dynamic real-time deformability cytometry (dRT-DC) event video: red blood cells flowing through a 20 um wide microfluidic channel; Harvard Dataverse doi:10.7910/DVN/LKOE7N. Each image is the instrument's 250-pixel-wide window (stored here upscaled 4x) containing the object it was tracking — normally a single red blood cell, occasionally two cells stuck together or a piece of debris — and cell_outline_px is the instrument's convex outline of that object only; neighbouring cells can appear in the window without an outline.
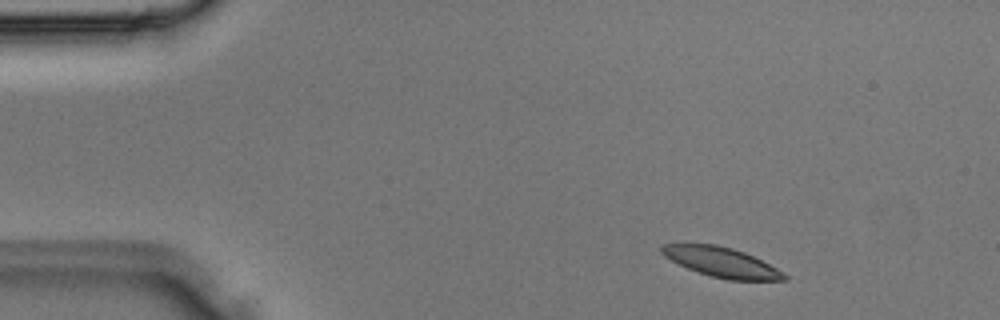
{"species": "Egyptian fruit bat (a non-hibernating species)", "species_latin": "Rousettus aegyptiacus", "temperature_condition": "room temperature", "stored_images_in_passage": 3, "camera_frame_rate_fps": 3000, "um_per_image_px": 0.085, "animal": {"sex": "male"}, "frame": {"image": 1, "passage_image": 3, "time_ms": 0.667, "image_size_px": [1000, 320], "cell_outline_px": [[788, 280], [728, 280], [712, 276], [688, 268], [664, 256], [660, 252], [660, 244], [684, 240], [716, 244], [732, 248], [744, 252], [784, 272], [788, 276]], "centroid_in_image_um": [61.22, 22.22], "position_along_channel_um": 23.8, "area_um2": 21.79}}